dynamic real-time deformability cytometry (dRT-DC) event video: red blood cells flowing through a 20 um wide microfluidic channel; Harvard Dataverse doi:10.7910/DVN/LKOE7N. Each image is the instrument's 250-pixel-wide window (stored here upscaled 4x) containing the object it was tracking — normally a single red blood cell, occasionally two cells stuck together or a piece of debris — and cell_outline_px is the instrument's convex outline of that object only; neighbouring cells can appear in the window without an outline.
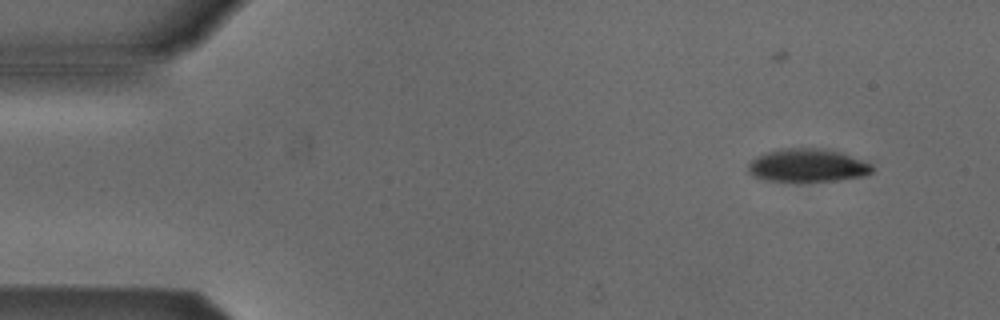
{"species": "Egyptian fruit bat (a non-hibernating species)", "species_latin": "Rousettus aegyptiacus", "temperature_condition": "cold", "stored_images_in_passage": 9, "camera_frame_rate_fps": 3000, "um_per_image_px": 0.085, "animal": {"sex": "male"}, "frame": {"image": 1, "passage_image": 2, "time_ms": 1.333, "image_size_px": [1000, 320], "cell_outline_px": [[876, 168], [868, 176], [836, 180], [800, 184], [764, 180], [752, 176], [748, 172], [748, 164], [756, 156], [768, 152], [784, 148], [816, 148], [840, 152], [872, 164]], "centroid_in_image_um": [68.63, 14.11], "position_along_channel_um": 16.4, "area_um2": 24.74}}
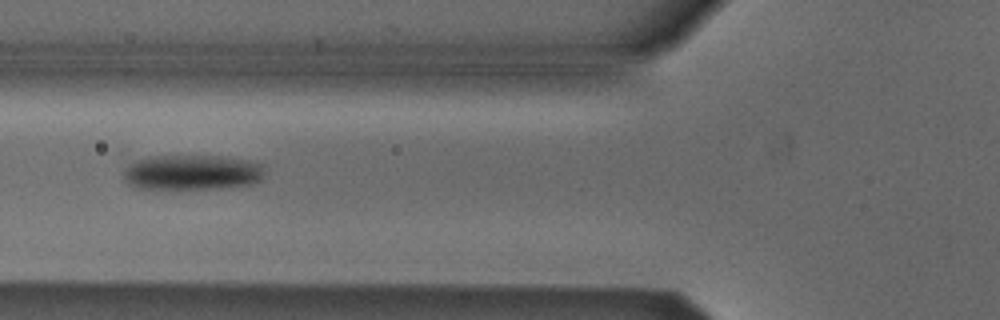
{"frame": {"image": 2, "passage_image": 6, "time_ms": 6.333, "image_size_px": [1000, 320], "cell_outline_px": [[264, 176], [260, 180], [252, 184], [220, 188], [136, 188], [128, 184], [124, 176], [124, 172], [128, 164], [136, 160], [148, 156], [228, 156], [248, 160], [264, 164]], "centroid_in_image_um": [16.37, 14.63], "position_along_channel_um": 109.4, "area_um2": 29.07}}
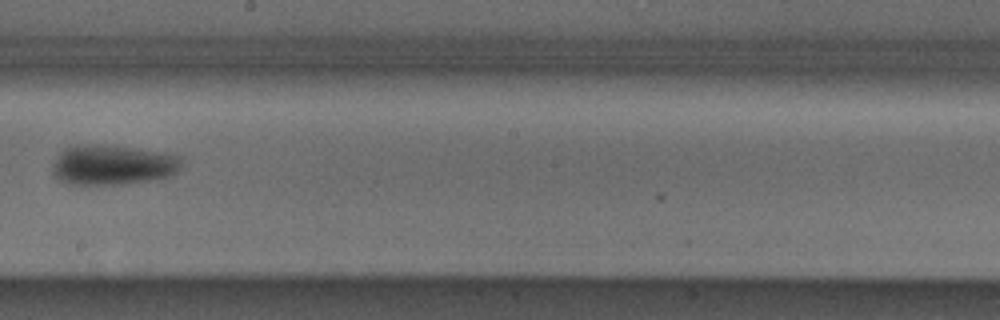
{"frame": {"image": 3, "passage_image": 9, "time_ms": 9.667, "image_size_px": [1000, 320], "cell_outline_px": [[184, 164], [172, 176], [156, 180], [124, 184], [64, 184], [52, 172], [52, 168], [60, 152], [64, 148], [76, 144], [100, 144], [168, 152], [184, 156]], "centroid_in_image_um": [9.67, 14.01], "position_along_channel_um": 238.5, "area_um2": 30.87}}